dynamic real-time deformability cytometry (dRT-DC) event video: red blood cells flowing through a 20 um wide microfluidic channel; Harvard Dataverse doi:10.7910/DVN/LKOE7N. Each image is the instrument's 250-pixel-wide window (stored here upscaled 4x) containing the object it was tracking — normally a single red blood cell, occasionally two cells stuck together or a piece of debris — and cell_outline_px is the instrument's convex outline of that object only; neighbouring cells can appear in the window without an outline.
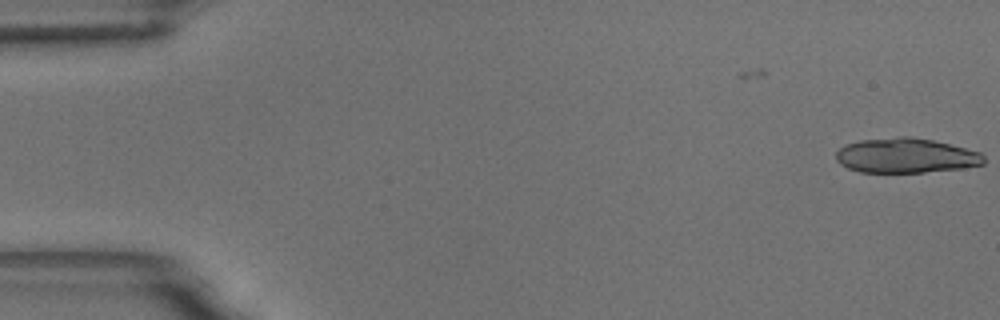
{"species": "common noctule bat (a hibernating species)", "species_latin": "Nyctalus noctula", "temperature_condition": "room temperature", "stored_images_in_passage": 7, "camera_frame_rate_fps": 3000, "um_per_image_px": 0.085, "animal": {"sex": "male", "body_mass_g": 18.8}, "frame": {"image": 1, "passage_image": 7, "time_ms": 2.0, "image_size_px": [1000, 320], "cell_outline_px": [[984, 164], [964, 168], [924, 172], [860, 172], [848, 168], [840, 164], [836, 160], [836, 152], [844, 144], [860, 140], [900, 136], [908, 136], [932, 140], [980, 152], [984, 156]], "centroid_in_image_um": [76.97, 13.22], "position_along_channel_um": 8.0, "area_um2": 29.94}}